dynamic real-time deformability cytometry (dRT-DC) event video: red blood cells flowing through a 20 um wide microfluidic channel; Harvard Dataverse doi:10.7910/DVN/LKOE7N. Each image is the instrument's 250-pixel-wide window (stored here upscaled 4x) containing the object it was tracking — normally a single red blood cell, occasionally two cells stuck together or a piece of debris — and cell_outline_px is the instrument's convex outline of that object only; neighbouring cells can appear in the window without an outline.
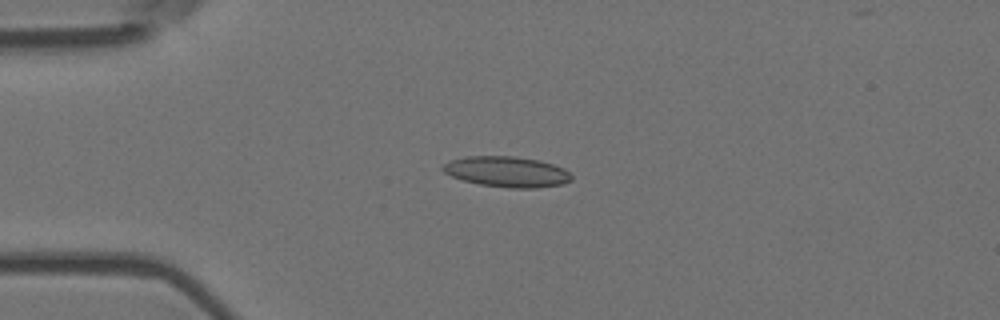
{"species": "Egyptian fruit bat (a non-hibernating species)", "species_latin": "Rousettus aegyptiacus", "temperature_condition": "room temperature", "stored_images_in_passage": 5, "camera_frame_rate_fps": 3000, "um_per_image_px": 0.085, "animal": {"sex": "female"}, "frame": {"image": 1, "passage_image": 1, "time_ms": 0.0, "image_size_px": [1000, 320], "cell_outline_px": [[572, 180], [564, 184], [536, 188], [508, 188], [480, 184], [464, 180], [452, 176], [444, 172], [440, 168], [448, 160], [464, 156], [512, 156], [540, 160], [564, 168], [572, 176]], "centroid_in_image_um": [43.08, 14.59], "position_along_channel_um": 41.9, "area_um2": 23.06}}
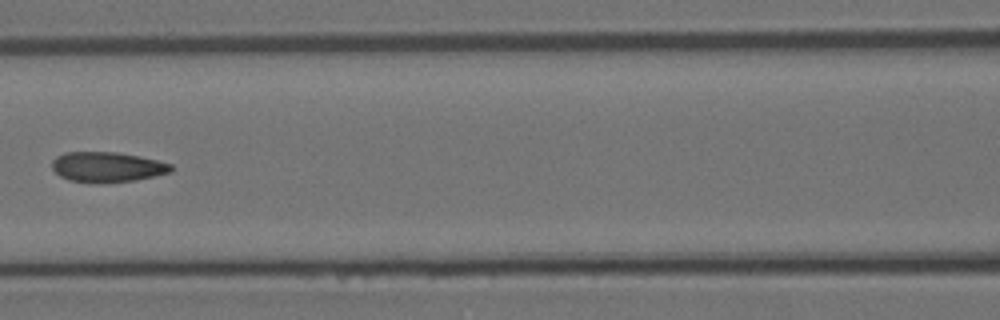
{"frame": {"image": 2, "passage_image": 4, "time_ms": 1.0, "image_size_px": [1000, 320], "cell_outline_px": [[172, 172], [136, 180], [68, 180], [60, 176], [52, 168], [52, 160], [56, 156], [64, 152], [120, 152], [140, 156], [172, 164]], "centroid_in_image_um": [9.12, 14.14], "position_along_channel_um": 157.5, "area_um2": 20.23}}
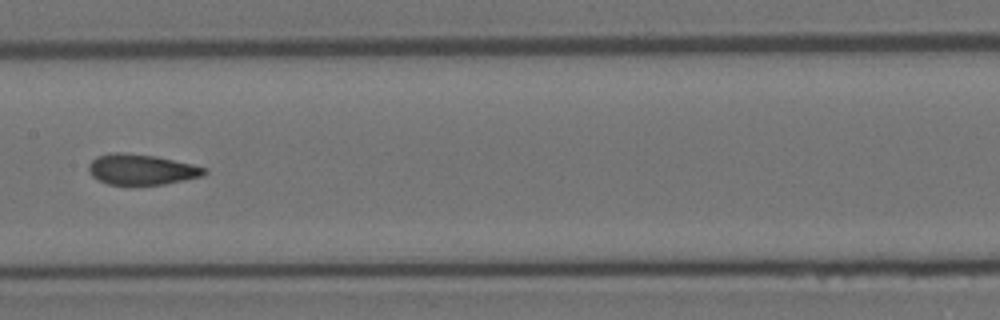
{"frame": {"image": 3, "passage_image": 5, "time_ms": 1.333, "image_size_px": [1000, 320], "cell_outline_px": [[208, 172], [204, 176], [164, 184], [108, 184], [92, 176], [88, 172], [88, 164], [96, 156], [108, 152], [124, 152], [156, 156], [192, 164], [208, 168]], "centroid_in_image_um": [12.03, 14.38], "position_along_channel_um": 195.4, "area_um2": 20.75}}